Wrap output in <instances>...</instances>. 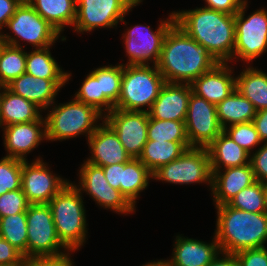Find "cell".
<instances>
[{
  "label": "cell",
  "mask_w": 267,
  "mask_h": 266,
  "mask_svg": "<svg viewBox=\"0 0 267 266\" xmlns=\"http://www.w3.org/2000/svg\"><path fill=\"white\" fill-rule=\"evenodd\" d=\"M219 62L174 23L167 32L156 65L166 82L191 84Z\"/></svg>",
  "instance_id": "obj_1"
},
{
  "label": "cell",
  "mask_w": 267,
  "mask_h": 266,
  "mask_svg": "<svg viewBox=\"0 0 267 266\" xmlns=\"http://www.w3.org/2000/svg\"><path fill=\"white\" fill-rule=\"evenodd\" d=\"M173 13L175 23L197 43L206 47L219 63L233 60L235 14L207 7Z\"/></svg>",
  "instance_id": "obj_2"
},
{
  "label": "cell",
  "mask_w": 267,
  "mask_h": 266,
  "mask_svg": "<svg viewBox=\"0 0 267 266\" xmlns=\"http://www.w3.org/2000/svg\"><path fill=\"white\" fill-rule=\"evenodd\" d=\"M217 223L215 238L221 252L235 254L244 249L265 247L267 241V213H254L228 204L215 207Z\"/></svg>",
  "instance_id": "obj_3"
},
{
  "label": "cell",
  "mask_w": 267,
  "mask_h": 266,
  "mask_svg": "<svg viewBox=\"0 0 267 266\" xmlns=\"http://www.w3.org/2000/svg\"><path fill=\"white\" fill-rule=\"evenodd\" d=\"M81 191L68 182L48 203L56 233L61 243L71 252L85 244L87 224Z\"/></svg>",
  "instance_id": "obj_4"
},
{
  "label": "cell",
  "mask_w": 267,
  "mask_h": 266,
  "mask_svg": "<svg viewBox=\"0 0 267 266\" xmlns=\"http://www.w3.org/2000/svg\"><path fill=\"white\" fill-rule=\"evenodd\" d=\"M45 116L46 140H66L86 134L90 135L100 126L99 121H104V115L95 107L72 99L70 102L53 107ZM103 117V118H102ZM95 124V125H94Z\"/></svg>",
  "instance_id": "obj_5"
},
{
  "label": "cell",
  "mask_w": 267,
  "mask_h": 266,
  "mask_svg": "<svg viewBox=\"0 0 267 266\" xmlns=\"http://www.w3.org/2000/svg\"><path fill=\"white\" fill-rule=\"evenodd\" d=\"M165 83L156 65L123 64L120 96L114 108L148 112Z\"/></svg>",
  "instance_id": "obj_6"
},
{
  "label": "cell",
  "mask_w": 267,
  "mask_h": 266,
  "mask_svg": "<svg viewBox=\"0 0 267 266\" xmlns=\"http://www.w3.org/2000/svg\"><path fill=\"white\" fill-rule=\"evenodd\" d=\"M5 27L10 29L15 37L1 32V41L16 47H22L17 40L21 39L33 45L34 49L35 47L36 49L46 48L56 43L55 41L60 37V33L43 19L26 0L16 9Z\"/></svg>",
  "instance_id": "obj_7"
},
{
  "label": "cell",
  "mask_w": 267,
  "mask_h": 266,
  "mask_svg": "<svg viewBox=\"0 0 267 266\" xmlns=\"http://www.w3.org/2000/svg\"><path fill=\"white\" fill-rule=\"evenodd\" d=\"M247 1L235 14L233 59L238 57L237 59L250 63L267 51V10L261 8L246 18Z\"/></svg>",
  "instance_id": "obj_8"
},
{
  "label": "cell",
  "mask_w": 267,
  "mask_h": 266,
  "mask_svg": "<svg viewBox=\"0 0 267 266\" xmlns=\"http://www.w3.org/2000/svg\"><path fill=\"white\" fill-rule=\"evenodd\" d=\"M154 180L172 184L208 183L212 188L210 156L207 148L191 147L176 160L152 173Z\"/></svg>",
  "instance_id": "obj_9"
},
{
  "label": "cell",
  "mask_w": 267,
  "mask_h": 266,
  "mask_svg": "<svg viewBox=\"0 0 267 266\" xmlns=\"http://www.w3.org/2000/svg\"><path fill=\"white\" fill-rule=\"evenodd\" d=\"M175 23L172 12L169 18L161 20L157 29L153 31L149 26L135 25L126 29L123 34L125 52L128 62L125 65H157L160 59L164 38L170 27Z\"/></svg>",
  "instance_id": "obj_10"
},
{
  "label": "cell",
  "mask_w": 267,
  "mask_h": 266,
  "mask_svg": "<svg viewBox=\"0 0 267 266\" xmlns=\"http://www.w3.org/2000/svg\"><path fill=\"white\" fill-rule=\"evenodd\" d=\"M27 259L36 256H57L68 251L56 233L48 204H30L26 211ZM61 248L64 251L61 252Z\"/></svg>",
  "instance_id": "obj_11"
},
{
  "label": "cell",
  "mask_w": 267,
  "mask_h": 266,
  "mask_svg": "<svg viewBox=\"0 0 267 266\" xmlns=\"http://www.w3.org/2000/svg\"><path fill=\"white\" fill-rule=\"evenodd\" d=\"M142 0H77L74 29L78 33L95 28L117 27ZM120 20V21H119Z\"/></svg>",
  "instance_id": "obj_12"
},
{
  "label": "cell",
  "mask_w": 267,
  "mask_h": 266,
  "mask_svg": "<svg viewBox=\"0 0 267 266\" xmlns=\"http://www.w3.org/2000/svg\"><path fill=\"white\" fill-rule=\"evenodd\" d=\"M190 147L207 148L223 131L216 105L191 93L185 119Z\"/></svg>",
  "instance_id": "obj_13"
},
{
  "label": "cell",
  "mask_w": 267,
  "mask_h": 266,
  "mask_svg": "<svg viewBox=\"0 0 267 266\" xmlns=\"http://www.w3.org/2000/svg\"><path fill=\"white\" fill-rule=\"evenodd\" d=\"M79 172V185L75 186L87 192L99 206L125 215L135 212V207L121 191L109 185L102 167L85 161Z\"/></svg>",
  "instance_id": "obj_14"
},
{
  "label": "cell",
  "mask_w": 267,
  "mask_h": 266,
  "mask_svg": "<svg viewBox=\"0 0 267 266\" xmlns=\"http://www.w3.org/2000/svg\"><path fill=\"white\" fill-rule=\"evenodd\" d=\"M104 121L118 135L127 154L139 158L147 142L148 112L114 108L105 114Z\"/></svg>",
  "instance_id": "obj_15"
},
{
  "label": "cell",
  "mask_w": 267,
  "mask_h": 266,
  "mask_svg": "<svg viewBox=\"0 0 267 266\" xmlns=\"http://www.w3.org/2000/svg\"><path fill=\"white\" fill-rule=\"evenodd\" d=\"M68 182L50 172L41 158L31 164L22 161L21 189L30 204H48Z\"/></svg>",
  "instance_id": "obj_16"
},
{
  "label": "cell",
  "mask_w": 267,
  "mask_h": 266,
  "mask_svg": "<svg viewBox=\"0 0 267 266\" xmlns=\"http://www.w3.org/2000/svg\"><path fill=\"white\" fill-rule=\"evenodd\" d=\"M42 127V128H41ZM7 157L27 161V154L38 147L46 137V121L39 120L2 127Z\"/></svg>",
  "instance_id": "obj_17"
},
{
  "label": "cell",
  "mask_w": 267,
  "mask_h": 266,
  "mask_svg": "<svg viewBox=\"0 0 267 266\" xmlns=\"http://www.w3.org/2000/svg\"><path fill=\"white\" fill-rule=\"evenodd\" d=\"M67 79H45L32 76L28 73L13 79L5 87L12 93L23 97L38 106L41 110L55 106V97Z\"/></svg>",
  "instance_id": "obj_18"
},
{
  "label": "cell",
  "mask_w": 267,
  "mask_h": 266,
  "mask_svg": "<svg viewBox=\"0 0 267 266\" xmlns=\"http://www.w3.org/2000/svg\"><path fill=\"white\" fill-rule=\"evenodd\" d=\"M87 141L92 155L86 162L90 164L103 167L127 163L131 159L118 135L105 121H102Z\"/></svg>",
  "instance_id": "obj_19"
},
{
  "label": "cell",
  "mask_w": 267,
  "mask_h": 266,
  "mask_svg": "<svg viewBox=\"0 0 267 266\" xmlns=\"http://www.w3.org/2000/svg\"><path fill=\"white\" fill-rule=\"evenodd\" d=\"M191 93L190 84L166 82L148 111L149 117L185 121Z\"/></svg>",
  "instance_id": "obj_20"
},
{
  "label": "cell",
  "mask_w": 267,
  "mask_h": 266,
  "mask_svg": "<svg viewBox=\"0 0 267 266\" xmlns=\"http://www.w3.org/2000/svg\"><path fill=\"white\" fill-rule=\"evenodd\" d=\"M211 172L212 188L210 190L214 197L215 206L227 204L243 188L256 182L251 163L221 170H211Z\"/></svg>",
  "instance_id": "obj_21"
},
{
  "label": "cell",
  "mask_w": 267,
  "mask_h": 266,
  "mask_svg": "<svg viewBox=\"0 0 267 266\" xmlns=\"http://www.w3.org/2000/svg\"><path fill=\"white\" fill-rule=\"evenodd\" d=\"M232 73V67L228 63H218L190 84L192 92L217 105L236 88Z\"/></svg>",
  "instance_id": "obj_22"
},
{
  "label": "cell",
  "mask_w": 267,
  "mask_h": 266,
  "mask_svg": "<svg viewBox=\"0 0 267 266\" xmlns=\"http://www.w3.org/2000/svg\"><path fill=\"white\" fill-rule=\"evenodd\" d=\"M168 266H208L218 254H221L215 235L212 243L177 235Z\"/></svg>",
  "instance_id": "obj_23"
},
{
  "label": "cell",
  "mask_w": 267,
  "mask_h": 266,
  "mask_svg": "<svg viewBox=\"0 0 267 266\" xmlns=\"http://www.w3.org/2000/svg\"><path fill=\"white\" fill-rule=\"evenodd\" d=\"M211 170L250 164L251 155L224 131L207 147ZM223 166V167H222Z\"/></svg>",
  "instance_id": "obj_24"
},
{
  "label": "cell",
  "mask_w": 267,
  "mask_h": 266,
  "mask_svg": "<svg viewBox=\"0 0 267 266\" xmlns=\"http://www.w3.org/2000/svg\"><path fill=\"white\" fill-rule=\"evenodd\" d=\"M41 109L6 87L0 99V127L39 120Z\"/></svg>",
  "instance_id": "obj_25"
},
{
  "label": "cell",
  "mask_w": 267,
  "mask_h": 266,
  "mask_svg": "<svg viewBox=\"0 0 267 266\" xmlns=\"http://www.w3.org/2000/svg\"><path fill=\"white\" fill-rule=\"evenodd\" d=\"M26 1L60 34L64 31V27L74 25L77 0Z\"/></svg>",
  "instance_id": "obj_26"
},
{
  "label": "cell",
  "mask_w": 267,
  "mask_h": 266,
  "mask_svg": "<svg viewBox=\"0 0 267 266\" xmlns=\"http://www.w3.org/2000/svg\"><path fill=\"white\" fill-rule=\"evenodd\" d=\"M235 87L257 111L267 109V73L246 67L239 76H235Z\"/></svg>",
  "instance_id": "obj_27"
},
{
  "label": "cell",
  "mask_w": 267,
  "mask_h": 266,
  "mask_svg": "<svg viewBox=\"0 0 267 266\" xmlns=\"http://www.w3.org/2000/svg\"><path fill=\"white\" fill-rule=\"evenodd\" d=\"M189 148L190 142L147 140L138 159L153 173L160 166L176 160Z\"/></svg>",
  "instance_id": "obj_28"
},
{
  "label": "cell",
  "mask_w": 267,
  "mask_h": 266,
  "mask_svg": "<svg viewBox=\"0 0 267 266\" xmlns=\"http://www.w3.org/2000/svg\"><path fill=\"white\" fill-rule=\"evenodd\" d=\"M216 112L224 129L233 124L253 121L257 110L248 99L234 89L227 98L216 105Z\"/></svg>",
  "instance_id": "obj_29"
},
{
  "label": "cell",
  "mask_w": 267,
  "mask_h": 266,
  "mask_svg": "<svg viewBox=\"0 0 267 266\" xmlns=\"http://www.w3.org/2000/svg\"><path fill=\"white\" fill-rule=\"evenodd\" d=\"M150 178H153L152 172L138 158L122 163L120 191L134 207L139 193L147 188Z\"/></svg>",
  "instance_id": "obj_30"
},
{
  "label": "cell",
  "mask_w": 267,
  "mask_h": 266,
  "mask_svg": "<svg viewBox=\"0 0 267 266\" xmlns=\"http://www.w3.org/2000/svg\"><path fill=\"white\" fill-rule=\"evenodd\" d=\"M50 47L33 50L30 53L26 51V73L45 79H67L71 73L64 72L58 65L54 57L51 56Z\"/></svg>",
  "instance_id": "obj_31"
},
{
  "label": "cell",
  "mask_w": 267,
  "mask_h": 266,
  "mask_svg": "<svg viewBox=\"0 0 267 266\" xmlns=\"http://www.w3.org/2000/svg\"><path fill=\"white\" fill-rule=\"evenodd\" d=\"M1 42L0 44V84L6 86L26 71V52Z\"/></svg>",
  "instance_id": "obj_32"
},
{
  "label": "cell",
  "mask_w": 267,
  "mask_h": 266,
  "mask_svg": "<svg viewBox=\"0 0 267 266\" xmlns=\"http://www.w3.org/2000/svg\"><path fill=\"white\" fill-rule=\"evenodd\" d=\"M0 237L8 241L27 259L26 212L0 218Z\"/></svg>",
  "instance_id": "obj_33"
},
{
  "label": "cell",
  "mask_w": 267,
  "mask_h": 266,
  "mask_svg": "<svg viewBox=\"0 0 267 266\" xmlns=\"http://www.w3.org/2000/svg\"><path fill=\"white\" fill-rule=\"evenodd\" d=\"M147 140L189 142L185 121L158 120L149 117Z\"/></svg>",
  "instance_id": "obj_34"
},
{
  "label": "cell",
  "mask_w": 267,
  "mask_h": 266,
  "mask_svg": "<svg viewBox=\"0 0 267 266\" xmlns=\"http://www.w3.org/2000/svg\"><path fill=\"white\" fill-rule=\"evenodd\" d=\"M74 99L79 102L95 107L100 113H109L114 109V105L101 92L100 80L91 72L83 80L81 87L76 92ZM104 112V113H103Z\"/></svg>",
  "instance_id": "obj_35"
},
{
  "label": "cell",
  "mask_w": 267,
  "mask_h": 266,
  "mask_svg": "<svg viewBox=\"0 0 267 266\" xmlns=\"http://www.w3.org/2000/svg\"><path fill=\"white\" fill-rule=\"evenodd\" d=\"M227 204L248 212L265 213V183L256 181L243 188Z\"/></svg>",
  "instance_id": "obj_36"
},
{
  "label": "cell",
  "mask_w": 267,
  "mask_h": 266,
  "mask_svg": "<svg viewBox=\"0 0 267 266\" xmlns=\"http://www.w3.org/2000/svg\"><path fill=\"white\" fill-rule=\"evenodd\" d=\"M91 73L100 80L101 92L115 106L120 96L123 64L103 66Z\"/></svg>",
  "instance_id": "obj_37"
},
{
  "label": "cell",
  "mask_w": 267,
  "mask_h": 266,
  "mask_svg": "<svg viewBox=\"0 0 267 266\" xmlns=\"http://www.w3.org/2000/svg\"><path fill=\"white\" fill-rule=\"evenodd\" d=\"M22 160L4 156L0 160V195L21 189Z\"/></svg>",
  "instance_id": "obj_38"
},
{
  "label": "cell",
  "mask_w": 267,
  "mask_h": 266,
  "mask_svg": "<svg viewBox=\"0 0 267 266\" xmlns=\"http://www.w3.org/2000/svg\"><path fill=\"white\" fill-rule=\"evenodd\" d=\"M223 131L250 155L252 149L262 143L253 121L230 125Z\"/></svg>",
  "instance_id": "obj_39"
},
{
  "label": "cell",
  "mask_w": 267,
  "mask_h": 266,
  "mask_svg": "<svg viewBox=\"0 0 267 266\" xmlns=\"http://www.w3.org/2000/svg\"><path fill=\"white\" fill-rule=\"evenodd\" d=\"M30 203L22 189L0 195V218L26 212Z\"/></svg>",
  "instance_id": "obj_40"
},
{
  "label": "cell",
  "mask_w": 267,
  "mask_h": 266,
  "mask_svg": "<svg viewBox=\"0 0 267 266\" xmlns=\"http://www.w3.org/2000/svg\"><path fill=\"white\" fill-rule=\"evenodd\" d=\"M234 255L238 266H267L266 247L244 249Z\"/></svg>",
  "instance_id": "obj_41"
},
{
  "label": "cell",
  "mask_w": 267,
  "mask_h": 266,
  "mask_svg": "<svg viewBox=\"0 0 267 266\" xmlns=\"http://www.w3.org/2000/svg\"><path fill=\"white\" fill-rule=\"evenodd\" d=\"M256 181L267 183V143L262 144L250 157Z\"/></svg>",
  "instance_id": "obj_42"
},
{
  "label": "cell",
  "mask_w": 267,
  "mask_h": 266,
  "mask_svg": "<svg viewBox=\"0 0 267 266\" xmlns=\"http://www.w3.org/2000/svg\"><path fill=\"white\" fill-rule=\"evenodd\" d=\"M68 252V253H67ZM57 256H36L25 259V266H73L70 250Z\"/></svg>",
  "instance_id": "obj_43"
},
{
  "label": "cell",
  "mask_w": 267,
  "mask_h": 266,
  "mask_svg": "<svg viewBox=\"0 0 267 266\" xmlns=\"http://www.w3.org/2000/svg\"><path fill=\"white\" fill-rule=\"evenodd\" d=\"M24 262L23 254L0 237V265H22Z\"/></svg>",
  "instance_id": "obj_44"
},
{
  "label": "cell",
  "mask_w": 267,
  "mask_h": 266,
  "mask_svg": "<svg viewBox=\"0 0 267 266\" xmlns=\"http://www.w3.org/2000/svg\"><path fill=\"white\" fill-rule=\"evenodd\" d=\"M245 1L246 0H205L207 5L204 7L227 14H236Z\"/></svg>",
  "instance_id": "obj_45"
},
{
  "label": "cell",
  "mask_w": 267,
  "mask_h": 266,
  "mask_svg": "<svg viewBox=\"0 0 267 266\" xmlns=\"http://www.w3.org/2000/svg\"><path fill=\"white\" fill-rule=\"evenodd\" d=\"M24 0H0V33Z\"/></svg>",
  "instance_id": "obj_46"
},
{
  "label": "cell",
  "mask_w": 267,
  "mask_h": 266,
  "mask_svg": "<svg viewBox=\"0 0 267 266\" xmlns=\"http://www.w3.org/2000/svg\"><path fill=\"white\" fill-rule=\"evenodd\" d=\"M102 168L109 185L120 191V183H122V163L103 166Z\"/></svg>",
  "instance_id": "obj_47"
},
{
  "label": "cell",
  "mask_w": 267,
  "mask_h": 266,
  "mask_svg": "<svg viewBox=\"0 0 267 266\" xmlns=\"http://www.w3.org/2000/svg\"><path fill=\"white\" fill-rule=\"evenodd\" d=\"M253 123L262 143H267V109L257 111Z\"/></svg>",
  "instance_id": "obj_48"
},
{
  "label": "cell",
  "mask_w": 267,
  "mask_h": 266,
  "mask_svg": "<svg viewBox=\"0 0 267 266\" xmlns=\"http://www.w3.org/2000/svg\"><path fill=\"white\" fill-rule=\"evenodd\" d=\"M222 256L218 254L215 259L208 266H238L237 259L234 254L221 252Z\"/></svg>",
  "instance_id": "obj_49"
},
{
  "label": "cell",
  "mask_w": 267,
  "mask_h": 266,
  "mask_svg": "<svg viewBox=\"0 0 267 266\" xmlns=\"http://www.w3.org/2000/svg\"><path fill=\"white\" fill-rule=\"evenodd\" d=\"M143 266H168V262L167 260H158L157 262L151 261V262H148L147 264H144Z\"/></svg>",
  "instance_id": "obj_50"
},
{
  "label": "cell",
  "mask_w": 267,
  "mask_h": 266,
  "mask_svg": "<svg viewBox=\"0 0 267 266\" xmlns=\"http://www.w3.org/2000/svg\"><path fill=\"white\" fill-rule=\"evenodd\" d=\"M265 212L267 213V183H265Z\"/></svg>",
  "instance_id": "obj_51"
},
{
  "label": "cell",
  "mask_w": 267,
  "mask_h": 266,
  "mask_svg": "<svg viewBox=\"0 0 267 266\" xmlns=\"http://www.w3.org/2000/svg\"><path fill=\"white\" fill-rule=\"evenodd\" d=\"M4 87H5V86H3V85L0 84V90H1V92H0V99H1L2 90H3Z\"/></svg>",
  "instance_id": "obj_52"
},
{
  "label": "cell",
  "mask_w": 267,
  "mask_h": 266,
  "mask_svg": "<svg viewBox=\"0 0 267 266\" xmlns=\"http://www.w3.org/2000/svg\"><path fill=\"white\" fill-rule=\"evenodd\" d=\"M0 266H25V262L22 265H0Z\"/></svg>",
  "instance_id": "obj_53"
}]
</instances>
